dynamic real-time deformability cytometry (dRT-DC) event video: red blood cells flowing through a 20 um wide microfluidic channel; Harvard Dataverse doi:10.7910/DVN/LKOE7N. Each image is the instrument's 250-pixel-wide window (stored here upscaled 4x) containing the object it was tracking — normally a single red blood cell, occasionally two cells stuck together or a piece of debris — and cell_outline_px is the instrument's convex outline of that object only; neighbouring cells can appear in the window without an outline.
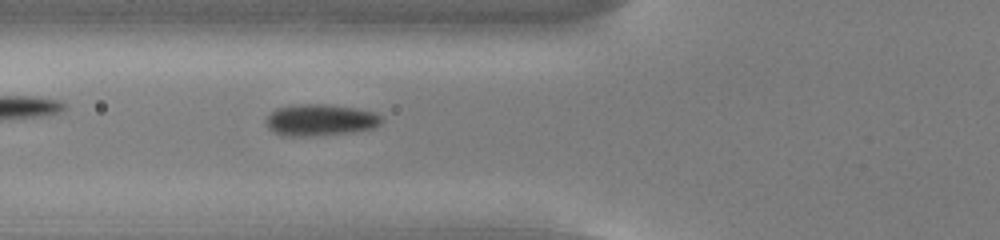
{"species": "common noctule bat (a hibernating species)", "species_latin": "Nyctalus noctula", "temperature_condition": "cold", "stored_images_in_passage": 56, "camera_frame_rate_fps": 3000, "um_per_image_px": 0.085, "animal": {"sex": "male", "body_mass_g": 13.0, "forearm_length_mm": 53.1}, "frame": {"image": 1, "passage_image": 22, "time_ms": 7.0, "image_size_px": [1000, 240], "cell_outline_px": [[380, 124], [372, 128], [352, 132], [304, 136], [284, 136], [268, 128], [264, 120], [276, 108], [300, 104], [324, 104], [356, 108], [372, 112], [380, 116]], "centroid_in_image_um": [27.18, 10.2], "position_along_channel_um": 98.6, "area_um2": 20.92}}
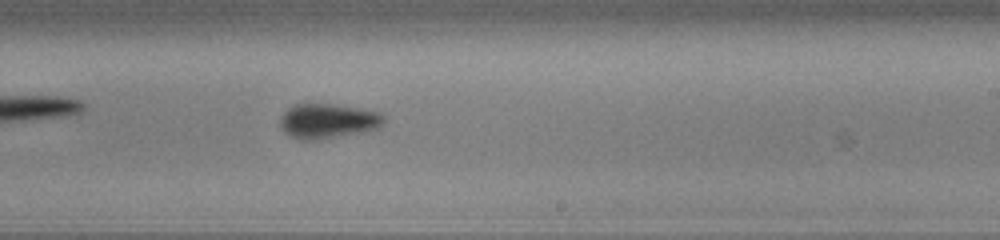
{"frame": {"image": 2, "passage_image": 35, "time_ms": 11.333, "image_size_px": [1000, 240], "cell_outline_px": [[384, 124], [380, 128], [364, 132], [312, 140], [300, 140], [288, 136], [280, 128], [280, 116], [288, 108], [296, 104], [332, 104], [380, 112], [384, 116]], "centroid_in_image_um": [27.85, 10.3], "position_along_channel_um": 261.1, "area_um2": 21.1}}
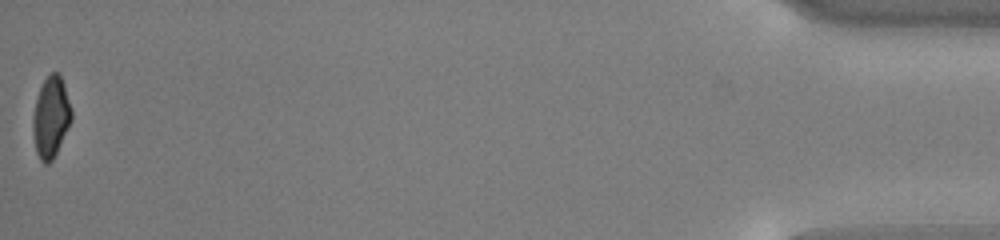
{"frame": {"image": 3, "passage_image": 56, "time_ms": 18.333, "image_size_px": [1000, 240], "cell_outline_px": [[72, 120], [52, 160], [48, 164], [44, 164], [40, 160], [36, 152], [32, 132], [32, 116], [36, 100], [40, 88], [44, 80], [52, 72], [60, 72], [72, 108]], "centroid_in_image_um": [4.32, 9.95], "position_along_channel_um": 430.9, "area_um2": 18.32}, "authors_computed_cell_mechanics": {"area_um2": 19.7098, "velocity_mm_per_s": 3.7586, "shape_relaxation_time_tau1_ms": 2.8731, "shape_relaxation_time_tau2_ms": null, "deformation_change_tau1": 0.0756, "deformation_change_tau2": null}}